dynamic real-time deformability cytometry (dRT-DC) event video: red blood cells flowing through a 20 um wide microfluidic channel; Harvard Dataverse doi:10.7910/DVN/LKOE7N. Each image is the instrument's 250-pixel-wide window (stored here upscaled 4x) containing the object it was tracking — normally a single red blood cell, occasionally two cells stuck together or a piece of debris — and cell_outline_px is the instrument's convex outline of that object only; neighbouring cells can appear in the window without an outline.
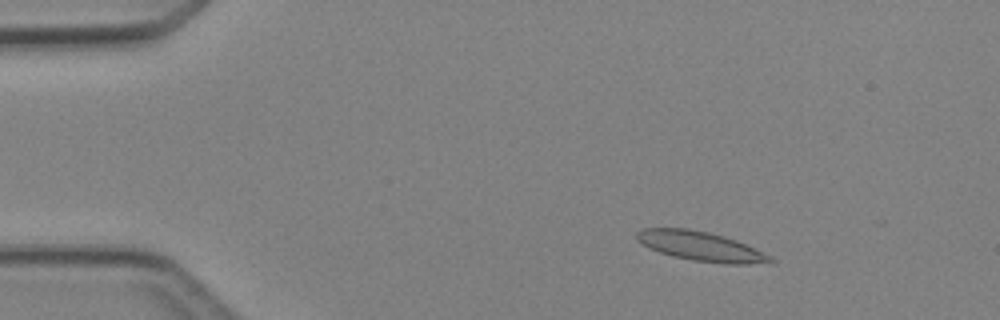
{"species": "Egyptian fruit bat (a non-hibernating species)", "species_latin": "Rousettus aegyptiacus", "temperature_condition": "cold", "stored_images_in_passage": 4, "camera_frame_rate_fps": 3000, "um_per_image_px": 0.085, "animal": {"sex": "female"}, "frame": {"image": 1, "passage_image": 2, "time_ms": 2.0, "image_size_px": [1000, 320], "cell_outline_px": [[776, 264], [724, 264], [692, 260], [672, 256], [648, 248], [636, 240], [636, 232], [644, 228], [688, 228], [708, 232], [724, 236], [736, 240], [772, 256], [776, 260]], "centroid_in_image_um": [59.62, 20.95], "position_along_channel_um": 25.4, "area_um2": 23.24}}
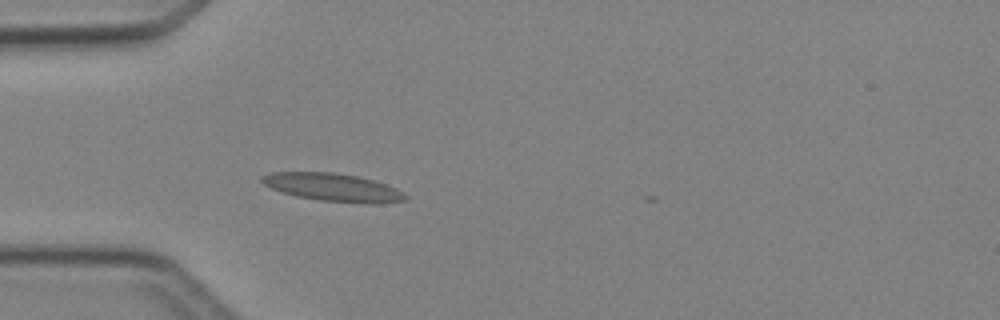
{"frame": {"image": 2, "passage_image": 4, "time_ms": 4.333, "image_size_px": [1000, 320], "cell_outline_px": [[408, 196], [404, 200], [376, 204], [364, 204], [320, 200], [296, 196], [272, 188], [264, 184], [260, 180], [260, 176], [272, 172], [332, 172], [360, 176], [396, 188], [404, 192]], "centroid_in_image_um": [28.31, 15.92], "position_along_channel_um": 56.7, "area_um2": 23.35}}